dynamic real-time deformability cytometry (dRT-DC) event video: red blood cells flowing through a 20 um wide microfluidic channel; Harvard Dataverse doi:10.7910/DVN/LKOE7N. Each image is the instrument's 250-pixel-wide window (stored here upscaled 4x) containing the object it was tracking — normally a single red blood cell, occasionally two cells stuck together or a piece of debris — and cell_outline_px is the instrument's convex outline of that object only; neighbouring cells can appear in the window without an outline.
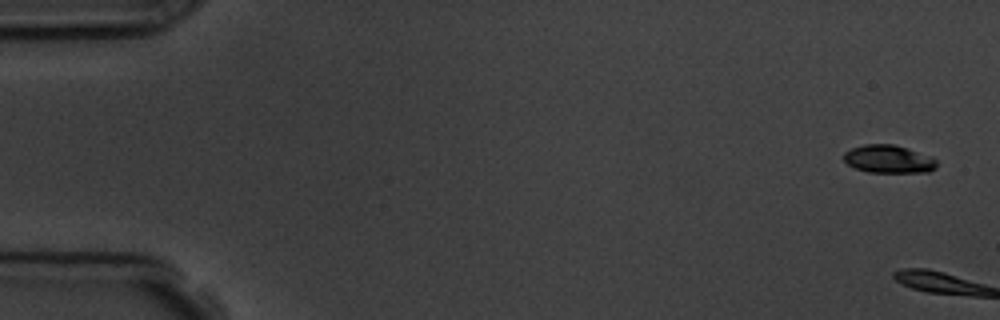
{"species": "common noctule bat (a hibernating species)", "species_latin": "Nyctalus noctula", "temperature_condition": "room temperature", "stored_images_in_passage": 6, "camera_frame_rate_fps": 3000, "um_per_image_px": 0.085, "animal": {"sex": "male", "body_mass_g": 19.5, "forearm_length_mm": 54.6}, "frame": {"image": 1, "passage_image": 1, "time_ms": 0.0, "image_size_px": [1000, 320], "cell_outline_px": [[936, 168], [928, 172], [868, 172], [856, 168], [848, 164], [844, 160], [844, 152], [852, 148], [864, 144], [892, 144], [908, 148], [932, 156], [936, 160]], "centroid_in_image_um": [75.55, 13.51], "position_along_channel_um": 9.5, "area_um2": 15.14}}